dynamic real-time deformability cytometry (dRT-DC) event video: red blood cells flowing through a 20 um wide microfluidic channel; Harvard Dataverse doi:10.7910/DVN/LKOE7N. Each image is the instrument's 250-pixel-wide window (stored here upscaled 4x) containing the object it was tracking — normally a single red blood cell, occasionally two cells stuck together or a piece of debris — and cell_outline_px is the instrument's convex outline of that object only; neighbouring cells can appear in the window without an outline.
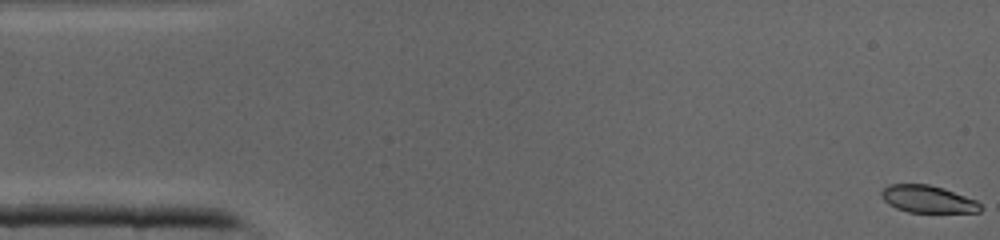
{"species": "common noctule bat (a hibernating species)", "species_latin": "Nyctalus noctula", "temperature_condition": "cold", "stored_images_in_passage": 12, "camera_frame_rate_fps": 3000, "um_per_image_px": 0.085, "animal": {"sex": "male", "body_mass_g": 19.0, "forearm_length_mm": 50.8}, "frame": {"image": 1, "passage_image": 1, "time_ms": 0.0, "image_size_px": [1000, 240], "cell_outline_px": [[980, 212], [908, 212], [896, 208], [888, 204], [880, 196], [880, 192], [888, 184], [928, 184], [944, 188], [976, 200], [980, 204]], "centroid_in_image_um": [78.82, 16.92], "position_along_channel_um": 6.2, "area_um2": 15.72}}
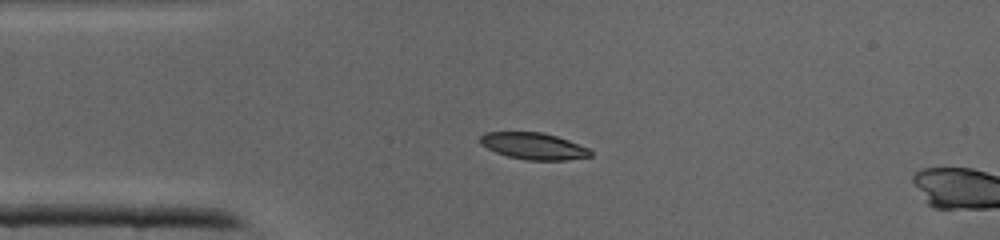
{"frame": {"image": 2, "passage_image": 10, "time_ms": 3.0, "image_size_px": [1000, 240], "cell_outline_px": [[592, 156], [564, 160], [528, 160], [508, 156], [496, 152], [480, 144], [480, 136], [484, 132], [540, 132], [556, 136], [568, 140], [588, 148], [592, 152]], "centroid_in_image_um": [45.34, 12.41], "position_along_channel_um": 39.7, "area_um2": 16.99}}